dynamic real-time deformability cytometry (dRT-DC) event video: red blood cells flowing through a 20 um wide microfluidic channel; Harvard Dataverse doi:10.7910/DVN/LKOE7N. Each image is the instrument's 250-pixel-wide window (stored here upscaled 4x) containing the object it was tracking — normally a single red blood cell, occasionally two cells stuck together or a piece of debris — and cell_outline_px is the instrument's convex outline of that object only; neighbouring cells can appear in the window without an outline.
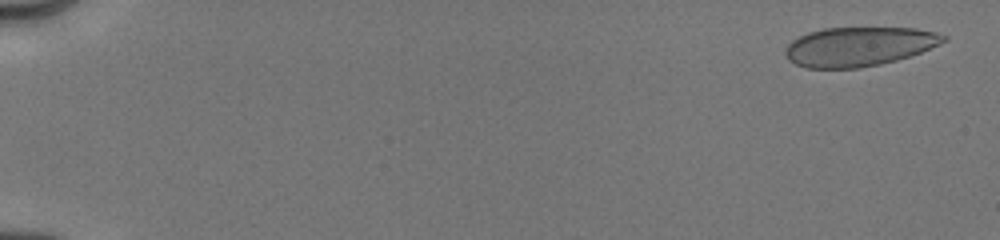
{"species": "human", "species_latin": "Homo sapiens", "temperature_condition": "cold", "stored_images_in_passage": 40, "camera_frame_rate_fps": 3000, "um_per_image_px": 0.085, "donor": {"sex": "male"}, "frame": {"image": 1, "passage_image": 2, "time_ms": 0.333, "image_size_px": [1000, 240], "cell_outline_px": [[948, 40], [940, 44], [920, 52], [896, 60], [880, 64], [860, 68], [804, 68], [788, 60], [784, 52], [788, 44], [792, 40], [808, 32], [824, 28], [916, 28], [936, 32], [948, 36]], "centroid_in_image_um": [73.0, 3.95], "position_along_channel_um": 12.0, "area_um2": 36.18}}
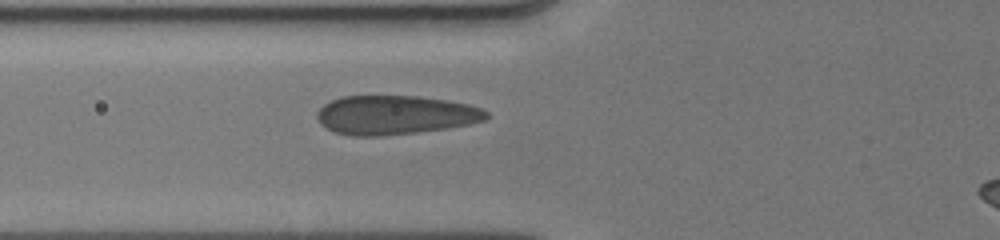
{"frame": {"image": 2, "passage_image": 28, "time_ms": 6.667, "image_size_px": [1000, 240], "cell_outline_px": [[488, 116], [484, 120], [468, 124], [444, 128], [416, 132], [380, 136], [352, 136], [336, 132], [320, 124], [316, 116], [316, 112], [324, 104], [340, 96], [416, 96], [448, 100], [468, 104], [480, 108], [488, 112]], "centroid_in_image_um": [33.55, 9.77], "position_along_channel_um": 92.2, "area_um2": 38.32}}
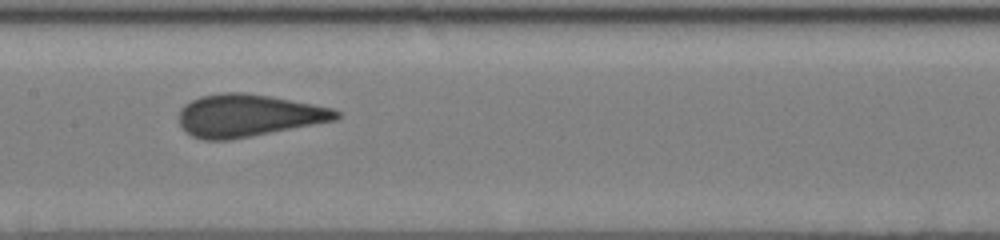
{"frame": {"image": 3, "passage_image": 39, "time_ms": 9.0, "image_size_px": [1000, 240], "cell_outline_px": [[340, 116], [336, 120], [252, 136], [228, 140], [204, 140], [192, 136], [180, 124], [180, 108], [184, 104], [200, 96], [224, 92], [240, 92], [268, 96], [312, 104], [332, 108], [340, 112]], "centroid_in_image_um": [21.08, 9.82], "position_along_channel_um": 186.3, "area_um2": 38.49}}